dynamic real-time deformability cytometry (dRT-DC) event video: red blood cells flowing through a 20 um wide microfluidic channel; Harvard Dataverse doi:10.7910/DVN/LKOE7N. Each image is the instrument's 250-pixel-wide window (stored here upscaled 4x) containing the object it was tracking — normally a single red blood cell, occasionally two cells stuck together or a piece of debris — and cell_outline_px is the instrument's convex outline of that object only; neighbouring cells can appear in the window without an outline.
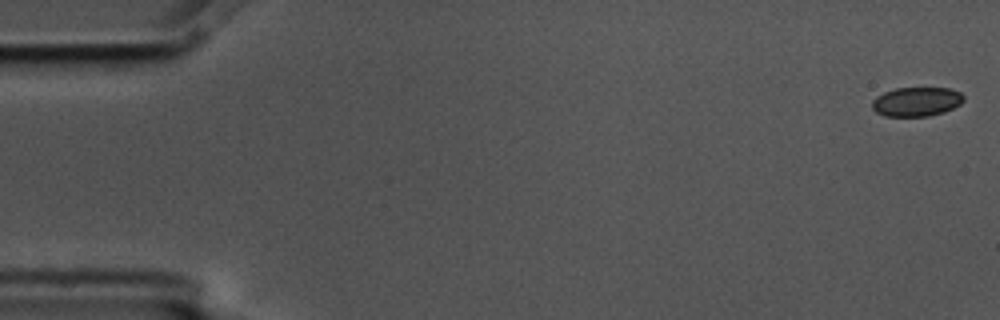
{"species": "common noctule bat (a hibernating species)", "species_latin": "Nyctalus noctula", "temperature_condition": "cold", "stored_images_in_passage": 10, "camera_frame_rate_fps": 3000, "um_per_image_px": 0.085, "animal": {"sex": "male", "body_mass_g": 17.5, "forearm_length_mm": 52.3}, "frame": {"image": 1, "passage_image": 1, "time_ms": 0.0, "image_size_px": [1000, 320], "cell_outline_px": [[964, 100], [960, 104], [944, 112], [928, 116], [884, 116], [876, 112], [872, 108], [872, 100], [876, 96], [884, 92], [896, 88], [948, 88], [960, 92], [964, 96]], "centroid_in_image_um": [77.89, 8.64], "position_along_channel_um": 7.1, "area_um2": 15.61}}
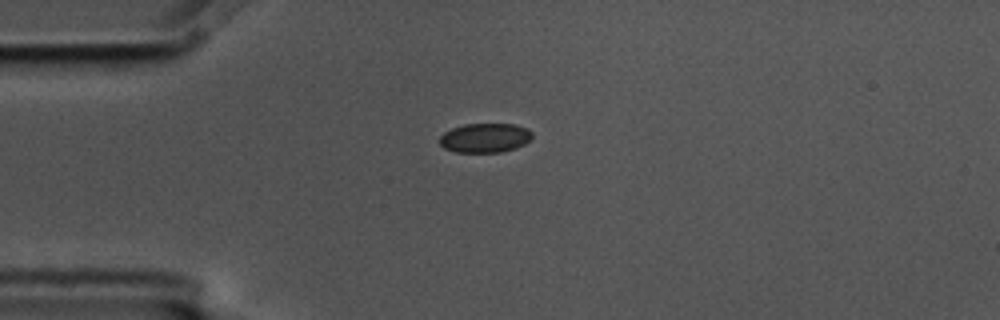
{"frame": {"image": 2, "passage_image": 4, "time_ms": 1.0, "image_size_px": [1000, 320], "cell_outline_px": [[532, 136], [524, 144], [516, 148], [500, 152], [456, 152], [444, 148], [440, 144], [440, 136], [444, 132], [452, 128], [464, 124], [516, 124], [528, 128], [532, 132]], "centroid_in_image_um": [41.23, 11.71], "position_along_channel_um": 43.8, "area_um2": 15.84}}